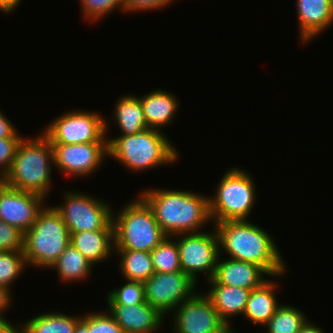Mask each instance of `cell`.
Here are the masks:
<instances>
[{
	"label": "cell",
	"instance_id": "7",
	"mask_svg": "<svg viewBox=\"0 0 333 333\" xmlns=\"http://www.w3.org/2000/svg\"><path fill=\"white\" fill-rule=\"evenodd\" d=\"M247 169L231 167L223 173L215 187V194L209 196V213L212 224L224 221L249 220L257 188L254 176Z\"/></svg>",
	"mask_w": 333,
	"mask_h": 333
},
{
	"label": "cell",
	"instance_id": "8",
	"mask_svg": "<svg viewBox=\"0 0 333 333\" xmlns=\"http://www.w3.org/2000/svg\"><path fill=\"white\" fill-rule=\"evenodd\" d=\"M63 204L55 205L69 233L93 230H114L112 204L96 196L78 191L63 193Z\"/></svg>",
	"mask_w": 333,
	"mask_h": 333
},
{
	"label": "cell",
	"instance_id": "16",
	"mask_svg": "<svg viewBox=\"0 0 333 333\" xmlns=\"http://www.w3.org/2000/svg\"><path fill=\"white\" fill-rule=\"evenodd\" d=\"M107 306L106 310L124 333H156L165 326L166 317L147 302L133 306Z\"/></svg>",
	"mask_w": 333,
	"mask_h": 333
},
{
	"label": "cell",
	"instance_id": "34",
	"mask_svg": "<svg viewBox=\"0 0 333 333\" xmlns=\"http://www.w3.org/2000/svg\"><path fill=\"white\" fill-rule=\"evenodd\" d=\"M22 138L0 139V175L6 176L13 162L17 146Z\"/></svg>",
	"mask_w": 333,
	"mask_h": 333
},
{
	"label": "cell",
	"instance_id": "42",
	"mask_svg": "<svg viewBox=\"0 0 333 333\" xmlns=\"http://www.w3.org/2000/svg\"><path fill=\"white\" fill-rule=\"evenodd\" d=\"M226 333H237V332L235 331V328H230Z\"/></svg>",
	"mask_w": 333,
	"mask_h": 333
},
{
	"label": "cell",
	"instance_id": "33",
	"mask_svg": "<svg viewBox=\"0 0 333 333\" xmlns=\"http://www.w3.org/2000/svg\"><path fill=\"white\" fill-rule=\"evenodd\" d=\"M174 2L175 0H124L123 13L154 12L169 7Z\"/></svg>",
	"mask_w": 333,
	"mask_h": 333
},
{
	"label": "cell",
	"instance_id": "1",
	"mask_svg": "<svg viewBox=\"0 0 333 333\" xmlns=\"http://www.w3.org/2000/svg\"><path fill=\"white\" fill-rule=\"evenodd\" d=\"M137 195L152 209L155 220L167 236L197 233L211 226L208 195L157 187L144 189Z\"/></svg>",
	"mask_w": 333,
	"mask_h": 333
},
{
	"label": "cell",
	"instance_id": "31",
	"mask_svg": "<svg viewBox=\"0 0 333 333\" xmlns=\"http://www.w3.org/2000/svg\"><path fill=\"white\" fill-rule=\"evenodd\" d=\"M88 333H124L107 310L88 313Z\"/></svg>",
	"mask_w": 333,
	"mask_h": 333
},
{
	"label": "cell",
	"instance_id": "27",
	"mask_svg": "<svg viewBox=\"0 0 333 333\" xmlns=\"http://www.w3.org/2000/svg\"><path fill=\"white\" fill-rule=\"evenodd\" d=\"M155 273H172L182 271L179 248L173 236H166L151 252Z\"/></svg>",
	"mask_w": 333,
	"mask_h": 333
},
{
	"label": "cell",
	"instance_id": "21",
	"mask_svg": "<svg viewBox=\"0 0 333 333\" xmlns=\"http://www.w3.org/2000/svg\"><path fill=\"white\" fill-rule=\"evenodd\" d=\"M70 244L80 251L94 266L104 263L103 261L106 263L114 253V230L71 233Z\"/></svg>",
	"mask_w": 333,
	"mask_h": 333
},
{
	"label": "cell",
	"instance_id": "20",
	"mask_svg": "<svg viewBox=\"0 0 333 333\" xmlns=\"http://www.w3.org/2000/svg\"><path fill=\"white\" fill-rule=\"evenodd\" d=\"M208 288L205 294L211 299L219 316L233 328L231 317L243 315L250 289L226 286L216 283L213 279L207 280ZM237 315V316H236Z\"/></svg>",
	"mask_w": 333,
	"mask_h": 333
},
{
	"label": "cell",
	"instance_id": "36",
	"mask_svg": "<svg viewBox=\"0 0 333 333\" xmlns=\"http://www.w3.org/2000/svg\"><path fill=\"white\" fill-rule=\"evenodd\" d=\"M13 294L8 289L0 286V322L11 321L5 317V312L9 311L10 305L13 304Z\"/></svg>",
	"mask_w": 333,
	"mask_h": 333
},
{
	"label": "cell",
	"instance_id": "28",
	"mask_svg": "<svg viewBox=\"0 0 333 333\" xmlns=\"http://www.w3.org/2000/svg\"><path fill=\"white\" fill-rule=\"evenodd\" d=\"M24 251H0V286L12 292V284L29 268Z\"/></svg>",
	"mask_w": 333,
	"mask_h": 333
},
{
	"label": "cell",
	"instance_id": "6",
	"mask_svg": "<svg viewBox=\"0 0 333 333\" xmlns=\"http://www.w3.org/2000/svg\"><path fill=\"white\" fill-rule=\"evenodd\" d=\"M122 207L112 214L114 249L151 252L167 236L152 209L139 195Z\"/></svg>",
	"mask_w": 333,
	"mask_h": 333
},
{
	"label": "cell",
	"instance_id": "2",
	"mask_svg": "<svg viewBox=\"0 0 333 333\" xmlns=\"http://www.w3.org/2000/svg\"><path fill=\"white\" fill-rule=\"evenodd\" d=\"M211 225L218 235L220 256L223 251L229 258L257 264L271 279L289 270L273 236L256 223L237 220Z\"/></svg>",
	"mask_w": 333,
	"mask_h": 333
},
{
	"label": "cell",
	"instance_id": "39",
	"mask_svg": "<svg viewBox=\"0 0 333 333\" xmlns=\"http://www.w3.org/2000/svg\"><path fill=\"white\" fill-rule=\"evenodd\" d=\"M299 333H325L323 329L312 321L308 320L306 324L301 328Z\"/></svg>",
	"mask_w": 333,
	"mask_h": 333
},
{
	"label": "cell",
	"instance_id": "40",
	"mask_svg": "<svg viewBox=\"0 0 333 333\" xmlns=\"http://www.w3.org/2000/svg\"><path fill=\"white\" fill-rule=\"evenodd\" d=\"M73 333H88V312L82 315V319L77 323Z\"/></svg>",
	"mask_w": 333,
	"mask_h": 333
},
{
	"label": "cell",
	"instance_id": "32",
	"mask_svg": "<svg viewBox=\"0 0 333 333\" xmlns=\"http://www.w3.org/2000/svg\"><path fill=\"white\" fill-rule=\"evenodd\" d=\"M24 249V233L0 220V251H21Z\"/></svg>",
	"mask_w": 333,
	"mask_h": 333
},
{
	"label": "cell",
	"instance_id": "23",
	"mask_svg": "<svg viewBox=\"0 0 333 333\" xmlns=\"http://www.w3.org/2000/svg\"><path fill=\"white\" fill-rule=\"evenodd\" d=\"M95 266L82 255L72 244L62 252L59 258L49 269L57 271V277L63 283H74L87 280L93 272Z\"/></svg>",
	"mask_w": 333,
	"mask_h": 333
},
{
	"label": "cell",
	"instance_id": "13",
	"mask_svg": "<svg viewBox=\"0 0 333 333\" xmlns=\"http://www.w3.org/2000/svg\"><path fill=\"white\" fill-rule=\"evenodd\" d=\"M51 145L54 169L75 178L91 177L108 157V142Z\"/></svg>",
	"mask_w": 333,
	"mask_h": 333
},
{
	"label": "cell",
	"instance_id": "14",
	"mask_svg": "<svg viewBox=\"0 0 333 333\" xmlns=\"http://www.w3.org/2000/svg\"><path fill=\"white\" fill-rule=\"evenodd\" d=\"M48 203L38 194L4 185L0 190V220L26 233Z\"/></svg>",
	"mask_w": 333,
	"mask_h": 333
},
{
	"label": "cell",
	"instance_id": "19",
	"mask_svg": "<svg viewBox=\"0 0 333 333\" xmlns=\"http://www.w3.org/2000/svg\"><path fill=\"white\" fill-rule=\"evenodd\" d=\"M287 272L279 276H274V280L270 278L260 287L252 289L249 293L246 308L243 317L247 318L253 325H264L272 318L277 308L282 304L277 299L278 279L285 276ZM278 279H277V278ZM276 279V280H275Z\"/></svg>",
	"mask_w": 333,
	"mask_h": 333
},
{
	"label": "cell",
	"instance_id": "38",
	"mask_svg": "<svg viewBox=\"0 0 333 333\" xmlns=\"http://www.w3.org/2000/svg\"><path fill=\"white\" fill-rule=\"evenodd\" d=\"M23 0H0V12L11 14L20 6Z\"/></svg>",
	"mask_w": 333,
	"mask_h": 333
},
{
	"label": "cell",
	"instance_id": "12",
	"mask_svg": "<svg viewBox=\"0 0 333 333\" xmlns=\"http://www.w3.org/2000/svg\"><path fill=\"white\" fill-rule=\"evenodd\" d=\"M143 285L145 301L168 317L175 308L197 292L198 283L185 272L176 271L154 273Z\"/></svg>",
	"mask_w": 333,
	"mask_h": 333
},
{
	"label": "cell",
	"instance_id": "4",
	"mask_svg": "<svg viewBox=\"0 0 333 333\" xmlns=\"http://www.w3.org/2000/svg\"><path fill=\"white\" fill-rule=\"evenodd\" d=\"M53 167L51 141L42 132L33 138L24 136L5 176L6 185L47 199L52 190Z\"/></svg>",
	"mask_w": 333,
	"mask_h": 333
},
{
	"label": "cell",
	"instance_id": "29",
	"mask_svg": "<svg viewBox=\"0 0 333 333\" xmlns=\"http://www.w3.org/2000/svg\"><path fill=\"white\" fill-rule=\"evenodd\" d=\"M124 281L125 284L123 286L108 290L106 294L107 305L133 306L146 302L143 283Z\"/></svg>",
	"mask_w": 333,
	"mask_h": 333
},
{
	"label": "cell",
	"instance_id": "22",
	"mask_svg": "<svg viewBox=\"0 0 333 333\" xmlns=\"http://www.w3.org/2000/svg\"><path fill=\"white\" fill-rule=\"evenodd\" d=\"M113 108L110 119H113L117 129L121 130L119 135H132L149 128L138 95L123 94L118 97Z\"/></svg>",
	"mask_w": 333,
	"mask_h": 333
},
{
	"label": "cell",
	"instance_id": "26",
	"mask_svg": "<svg viewBox=\"0 0 333 333\" xmlns=\"http://www.w3.org/2000/svg\"><path fill=\"white\" fill-rule=\"evenodd\" d=\"M306 313L291 304H281L264 325L266 333H299L308 321Z\"/></svg>",
	"mask_w": 333,
	"mask_h": 333
},
{
	"label": "cell",
	"instance_id": "10",
	"mask_svg": "<svg viewBox=\"0 0 333 333\" xmlns=\"http://www.w3.org/2000/svg\"><path fill=\"white\" fill-rule=\"evenodd\" d=\"M212 230L174 235L179 248L180 266L196 283L199 275L205 280L214 276L220 256L219 239L214 226Z\"/></svg>",
	"mask_w": 333,
	"mask_h": 333
},
{
	"label": "cell",
	"instance_id": "18",
	"mask_svg": "<svg viewBox=\"0 0 333 333\" xmlns=\"http://www.w3.org/2000/svg\"><path fill=\"white\" fill-rule=\"evenodd\" d=\"M145 121L149 128L163 130L173 124L179 110L180 101L173 93L157 88L144 96H139Z\"/></svg>",
	"mask_w": 333,
	"mask_h": 333
},
{
	"label": "cell",
	"instance_id": "17",
	"mask_svg": "<svg viewBox=\"0 0 333 333\" xmlns=\"http://www.w3.org/2000/svg\"><path fill=\"white\" fill-rule=\"evenodd\" d=\"M265 275V276H264ZM269 274L259 265L219 256L212 279L221 285L255 289L268 280Z\"/></svg>",
	"mask_w": 333,
	"mask_h": 333
},
{
	"label": "cell",
	"instance_id": "11",
	"mask_svg": "<svg viewBox=\"0 0 333 333\" xmlns=\"http://www.w3.org/2000/svg\"><path fill=\"white\" fill-rule=\"evenodd\" d=\"M170 319H173L172 333H226L230 329L211 299L198 289L191 298L175 308Z\"/></svg>",
	"mask_w": 333,
	"mask_h": 333
},
{
	"label": "cell",
	"instance_id": "5",
	"mask_svg": "<svg viewBox=\"0 0 333 333\" xmlns=\"http://www.w3.org/2000/svg\"><path fill=\"white\" fill-rule=\"evenodd\" d=\"M70 244V233L61 214L48 204L24 234V257L27 265L49 269Z\"/></svg>",
	"mask_w": 333,
	"mask_h": 333
},
{
	"label": "cell",
	"instance_id": "24",
	"mask_svg": "<svg viewBox=\"0 0 333 333\" xmlns=\"http://www.w3.org/2000/svg\"><path fill=\"white\" fill-rule=\"evenodd\" d=\"M115 255L120 258L118 271L124 280L144 283L155 273L150 252L114 249Z\"/></svg>",
	"mask_w": 333,
	"mask_h": 333
},
{
	"label": "cell",
	"instance_id": "9",
	"mask_svg": "<svg viewBox=\"0 0 333 333\" xmlns=\"http://www.w3.org/2000/svg\"><path fill=\"white\" fill-rule=\"evenodd\" d=\"M105 116L98 111L73 109L56 116L42 129L51 144H81L108 142Z\"/></svg>",
	"mask_w": 333,
	"mask_h": 333
},
{
	"label": "cell",
	"instance_id": "35",
	"mask_svg": "<svg viewBox=\"0 0 333 333\" xmlns=\"http://www.w3.org/2000/svg\"><path fill=\"white\" fill-rule=\"evenodd\" d=\"M24 136L19 133L15 124L11 122L9 117L0 110V139L3 138H23Z\"/></svg>",
	"mask_w": 333,
	"mask_h": 333
},
{
	"label": "cell",
	"instance_id": "3",
	"mask_svg": "<svg viewBox=\"0 0 333 333\" xmlns=\"http://www.w3.org/2000/svg\"><path fill=\"white\" fill-rule=\"evenodd\" d=\"M105 118V135L108 141V157L131 172L175 165L179 161V151L164 131L147 128L132 135L108 136L110 124ZM178 160V161H177Z\"/></svg>",
	"mask_w": 333,
	"mask_h": 333
},
{
	"label": "cell",
	"instance_id": "41",
	"mask_svg": "<svg viewBox=\"0 0 333 333\" xmlns=\"http://www.w3.org/2000/svg\"><path fill=\"white\" fill-rule=\"evenodd\" d=\"M5 184H6L5 176L0 175V190L3 188Z\"/></svg>",
	"mask_w": 333,
	"mask_h": 333
},
{
	"label": "cell",
	"instance_id": "37",
	"mask_svg": "<svg viewBox=\"0 0 333 333\" xmlns=\"http://www.w3.org/2000/svg\"><path fill=\"white\" fill-rule=\"evenodd\" d=\"M12 322H0V333H26L23 323H17V325L14 321Z\"/></svg>",
	"mask_w": 333,
	"mask_h": 333
},
{
	"label": "cell",
	"instance_id": "25",
	"mask_svg": "<svg viewBox=\"0 0 333 333\" xmlns=\"http://www.w3.org/2000/svg\"><path fill=\"white\" fill-rule=\"evenodd\" d=\"M82 315L47 311L23 322L26 333H73Z\"/></svg>",
	"mask_w": 333,
	"mask_h": 333
},
{
	"label": "cell",
	"instance_id": "30",
	"mask_svg": "<svg viewBox=\"0 0 333 333\" xmlns=\"http://www.w3.org/2000/svg\"><path fill=\"white\" fill-rule=\"evenodd\" d=\"M82 17L88 22H100L115 10L123 14L124 0H79Z\"/></svg>",
	"mask_w": 333,
	"mask_h": 333
},
{
	"label": "cell",
	"instance_id": "15",
	"mask_svg": "<svg viewBox=\"0 0 333 333\" xmlns=\"http://www.w3.org/2000/svg\"><path fill=\"white\" fill-rule=\"evenodd\" d=\"M299 40L311 43L333 25V0H296Z\"/></svg>",
	"mask_w": 333,
	"mask_h": 333
}]
</instances>
